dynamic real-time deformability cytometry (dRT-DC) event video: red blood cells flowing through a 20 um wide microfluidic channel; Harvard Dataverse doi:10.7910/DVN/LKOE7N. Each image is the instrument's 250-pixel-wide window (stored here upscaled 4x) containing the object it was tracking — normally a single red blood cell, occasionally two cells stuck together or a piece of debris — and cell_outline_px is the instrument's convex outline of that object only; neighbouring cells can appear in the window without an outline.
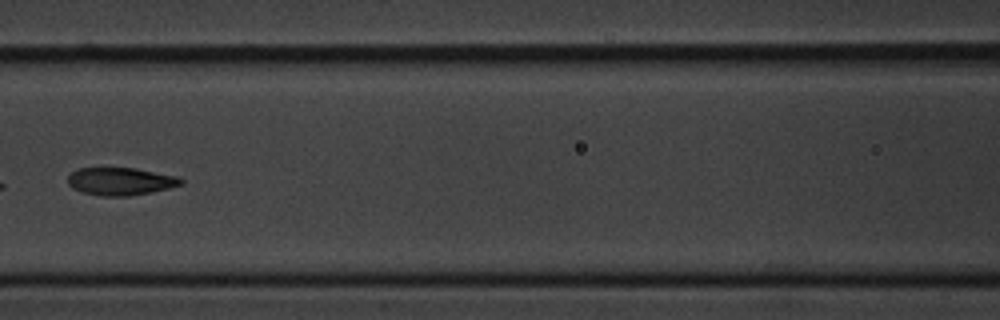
{"species": "common noctule bat (a hibernating species)", "species_latin": "Nyctalus noctula", "temperature_condition": "cold", "stored_images_in_passage": 15, "camera_frame_rate_fps": 3000, "um_per_image_px": 0.085, "animal": {"sex": "male", "body_mass_g": 20.1, "forearm_length_mm": 53.5}, "frame": {"image": 1, "passage_image": 7, "time_ms": 8.333, "image_size_px": [1000, 320], "cell_outline_px": [[184, 184], [152, 192], [128, 196], [100, 196], [84, 192], [72, 188], [68, 184], [68, 176], [72, 172], [80, 168], [136, 168], [180, 176], [184, 180]], "centroid_in_image_um": [10.3, 15.41], "position_along_channel_um": 156.3, "area_um2": 18.38}}
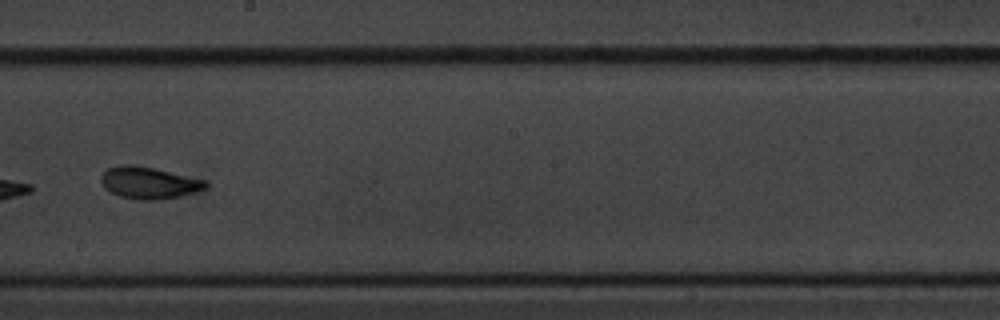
{"frame": {"image": 2, "passage_image": 9, "time_ms": 10.667, "image_size_px": [1000, 320], "cell_outline_px": [[208, 188], [196, 192], [180, 196], [160, 200], [140, 200], [120, 196], [104, 188], [100, 180], [100, 176], [108, 168], [120, 164], [132, 164], [152, 168], [208, 180]], "centroid_in_image_um": [12.68, 15.54], "position_along_channel_um": 235.5, "area_um2": 19.59}}
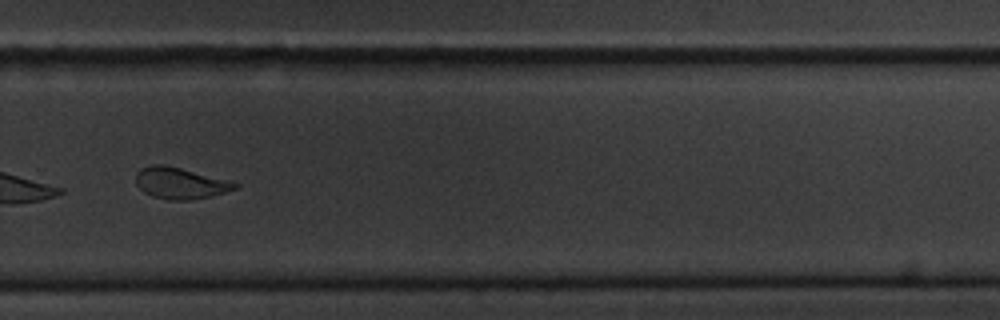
{"frame": {"image": 3, "passage_image": 11, "time_ms": 13.0, "image_size_px": [1000, 320], "cell_outline_px": [[240, 184], [236, 188], [212, 196], [188, 200], [168, 200], [152, 196], [144, 192], [136, 184], [136, 172], [140, 168], [152, 164], [164, 164], [228, 180]], "centroid_in_image_um": [15.28, 15.56], "position_along_channel_um": 314.5, "area_um2": 18.03}, "authors_computed_cell_mechanics": {"area_um2": 19.7676, "velocity_mm_per_s": 3.4277, "shape_relaxation_time_tau1_ms": 2.8151, "shape_relaxation_time_tau2_ms": null, "deformation_change_tau1": 0.1219, "deformation_change_tau2": null}}